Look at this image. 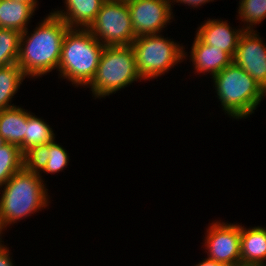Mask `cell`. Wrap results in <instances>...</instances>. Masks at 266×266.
Wrapping results in <instances>:
<instances>
[{"label":"cell","instance_id":"5bb4252c","mask_svg":"<svg viewBox=\"0 0 266 266\" xmlns=\"http://www.w3.org/2000/svg\"><path fill=\"white\" fill-rule=\"evenodd\" d=\"M240 266H266V227L241 224Z\"/></svg>","mask_w":266,"mask_h":266},{"label":"cell","instance_id":"4fadbf2b","mask_svg":"<svg viewBox=\"0 0 266 266\" xmlns=\"http://www.w3.org/2000/svg\"><path fill=\"white\" fill-rule=\"evenodd\" d=\"M64 9H52L51 13L61 18L69 28L88 29L95 21L106 0H63Z\"/></svg>","mask_w":266,"mask_h":266},{"label":"cell","instance_id":"ffe728a7","mask_svg":"<svg viewBox=\"0 0 266 266\" xmlns=\"http://www.w3.org/2000/svg\"><path fill=\"white\" fill-rule=\"evenodd\" d=\"M22 168L23 153L19 146L6 143L0 147V187Z\"/></svg>","mask_w":266,"mask_h":266},{"label":"cell","instance_id":"4316f807","mask_svg":"<svg viewBox=\"0 0 266 266\" xmlns=\"http://www.w3.org/2000/svg\"><path fill=\"white\" fill-rule=\"evenodd\" d=\"M17 2H22V3H39L38 0H13Z\"/></svg>","mask_w":266,"mask_h":266},{"label":"cell","instance_id":"d6986e66","mask_svg":"<svg viewBox=\"0 0 266 266\" xmlns=\"http://www.w3.org/2000/svg\"><path fill=\"white\" fill-rule=\"evenodd\" d=\"M236 15L244 30H255L266 19V0H239Z\"/></svg>","mask_w":266,"mask_h":266},{"label":"cell","instance_id":"30bf717a","mask_svg":"<svg viewBox=\"0 0 266 266\" xmlns=\"http://www.w3.org/2000/svg\"><path fill=\"white\" fill-rule=\"evenodd\" d=\"M256 30H245L239 39L233 63L243 68L266 92V43Z\"/></svg>","mask_w":266,"mask_h":266},{"label":"cell","instance_id":"277c9868","mask_svg":"<svg viewBox=\"0 0 266 266\" xmlns=\"http://www.w3.org/2000/svg\"><path fill=\"white\" fill-rule=\"evenodd\" d=\"M211 79L222 111L233 120L250 118L266 96L260 85L233 62Z\"/></svg>","mask_w":266,"mask_h":266},{"label":"cell","instance_id":"d4e9b609","mask_svg":"<svg viewBox=\"0 0 266 266\" xmlns=\"http://www.w3.org/2000/svg\"><path fill=\"white\" fill-rule=\"evenodd\" d=\"M172 3V6L174 7V4L179 3L183 4L184 6H189L193 9L199 8L202 5H205L206 3L213 2L214 0H170Z\"/></svg>","mask_w":266,"mask_h":266},{"label":"cell","instance_id":"ba28073f","mask_svg":"<svg viewBox=\"0 0 266 266\" xmlns=\"http://www.w3.org/2000/svg\"><path fill=\"white\" fill-rule=\"evenodd\" d=\"M204 234L202 247H205L209 259L229 266H240L241 223L214 220Z\"/></svg>","mask_w":266,"mask_h":266},{"label":"cell","instance_id":"3957f363","mask_svg":"<svg viewBox=\"0 0 266 266\" xmlns=\"http://www.w3.org/2000/svg\"><path fill=\"white\" fill-rule=\"evenodd\" d=\"M104 48L88 29L69 28L62 43L58 78L75 88H86L96 74Z\"/></svg>","mask_w":266,"mask_h":266},{"label":"cell","instance_id":"52a82bcc","mask_svg":"<svg viewBox=\"0 0 266 266\" xmlns=\"http://www.w3.org/2000/svg\"><path fill=\"white\" fill-rule=\"evenodd\" d=\"M88 30L104 46H130L136 38L126 0H106Z\"/></svg>","mask_w":266,"mask_h":266},{"label":"cell","instance_id":"7a4b0ae2","mask_svg":"<svg viewBox=\"0 0 266 266\" xmlns=\"http://www.w3.org/2000/svg\"><path fill=\"white\" fill-rule=\"evenodd\" d=\"M0 192V226L4 232L51 203L44 177L24 168L2 185Z\"/></svg>","mask_w":266,"mask_h":266},{"label":"cell","instance_id":"9a60e30c","mask_svg":"<svg viewBox=\"0 0 266 266\" xmlns=\"http://www.w3.org/2000/svg\"><path fill=\"white\" fill-rule=\"evenodd\" d=\"M38 3H22L13 0H0V28L25 31L38 10Z\"/></svg>","mask_w":266,"mask_h":266},{"label":"cell","instance_id":"2e32d148","mask_svg":"<svg viewBox=\"0 0 266 266\" xmlns=\"http://www.w3.org/2000/svg\"><path fill=\"white\" fill-rule=\"evenodd\" d=\"M27 127V110L15 106L0 111V136L6 143L15 144L24 153V137Z\"/></svg>","mask_w":266,"mask_h":266},{"label":"cell","instance_id":"603a6c76","mask_svg":"<svg viewBox=\"0 0 266 266\" xmlns=\"http://www.w3.org/2000/svg\"><path fill=\"white\" fill-rule=\"evenodd\" d=\"M49 160L48 143L29 148L23 153V168L40 174Z\"/></svg>","mask_w":266,"mask_h":266},{"label":"cell","instance_id":"8992f818","mask_svg":"<svg viewBox=\"0 0 266 266\" xmlns=\"http://www.w3.org/2000/svg\"><path fill=\"white\" fill-rule=\"evenodd\" d=\"M131 47L137 71L144 81H153L185 61V46L162 33L136 37Z\"/></svg>","mask_w":266,"mask_h":266},{"label":"cell","instance_id":"6da1fadb","mask_svg":"<svg viewBox=\"0 0 266 266\" xmlns=\"http://www.w3.org/2000/svg\"><path fill=\"white\" fill-rule=\"evenodd\" d=\"M69 26L49 12L36 27L21 34L17 64L29 79L40 77L56 70L61 57L62 43Z\"/></svg>","mask_w":266,"mask_h":266},{"label":"cell","instance_id":"cb8c5ba5","mask_svg":"<svg viewBox=\"0 0 266 266\" xmlns=\"http://www.w3.org/2000/svg\"><path fill=\"white\" fill-rule=\"evenodd\" d=\"M11 249L9 250L8 244L0 245V266H16L15 262L12 260L13 256H11ZM14 262V263H13Z\"/></svg>","mask_w":266,"mask_h":266},{"label":"cell","instance_id":"9c48e42d","mask_svg":"<svg viewBox=\"0 0 266 266\" xmlns=\"http://www.w3.org/2000/svg\"><path fill=\"white\" fill-rule=\"evenodd\" d=\"M126 1L136 37L160 34L174 20L175 14L170 0Z\"/></svg>","mask_w":266,"mask_h":266},{"label":"cell","instance_id":"7c38bea8","mask_svg":"<svg viewBox=\"0 0 266 266\" xmlns=\"http://www.w3.org/2000/svg\"><path fill=\"white\" fill-rule=\"evenodd\" d=\"M190 49V52L184 49V59L188 60L189 57L193 66L191 69L195 71L193 73L199 76L209 74L212 78L233 62V58L227 52L203 43L196 35Z\"/></svg>","mask_w":266,"mask_h":266},{"label":"cell","instance_id":"e0dca14e","mask_svg":"<svg viewBox=\"0 0 266 266\" xmlns=\"http://www.w3.org/2000/svg\"><path fill=\"white\" fill-rule=\"evenodd\" d=\"M25 78L17 63L0 67V111L17 106L12 101Z\"/></svg>","mask_w":266,"mask_h":266},{"label":"cell","instance_id":"8fae6325","mask_svg":"<svg viewBox=\"0 0 266 266\" xmlns=\"http://www.w3.org/2000/svg\"><path fill=\"white\" fill-rule=\"evenodd\" d=\"M230 25L225 19L207 18L196 28L195 35L203 43L221 49L233 58L240 36L245 30L240 28L241 25L237 29Z\"/></svg>","mask_w":266,"mask_h":266},{"label":"cell","instance_id":"ac0fdd59","mask_svg":"<svg viewBox=\"0 0 266 266\" xmlns=\"http://www.w3.org/2000/svg\"><path fill=\"white\" fill-rule=\"evenodd\" d=\"M43 117L27 110V127L24 137V152L31 147L51 143L56 140L54 130Z\"/></svg>","mask_w":266,"mask_h":266},{"label":"cell","instance_id":"484cf974","mask_svg":"<svg viewBox=\"0 0 266 266\" xmlns=\"http://www.w3.org/2000/svg\"><path fill=\"white\" fill-rule=\"evenodd\" d=\"M195 266H229L215 260L209 259L208 257L203 258L202 261L195 264Z\"/></svg>","mask_w":266,"mask_h":266},{"label":"cell","instance_id":"7402d4cb","mask_svg":"<svg viewBox=\"0 0 266 266\" xmlns=\"http://www.w3.org/2000/svg\"><path fill=\"white\" fill-rule=\"evenodd\" d=\"M55 141L56 140L48 143L49 160L45 169L39 174L41 177H43L42 173L54 175L56 173L62 172L67 168L70 162V156L67 150Z\"/></svg>","mask_w":266,"mask_h":266},{"label":"cell","instance_id":"f1b7e54d","mask_svg":"<svg viewBox=\"0 0 266 266\" xmlns=\"http://www.w3.org/2000/svg\"><path fill=\"white\" fill-rule=\"evenodd\" d=\"M6 144V141L0 136V147Z\"/></svg>","mask_w":266,"mask_h":266},{"label":"cell","instance_id":"5b68a950","mask_svg":"<svg viewBox=\"0 0 266 266\" xmlns=\"http://www.w3.org/2000/svg\"><path fill=\"white\" fill-rule=\"evenodd\" d=\"M138 81L143 82L136 68L135 54L131 45L105 46L96 74L86 88L90 89L94 99L99 100Z\"/></svg>","mask_w":266,"mask_h":266},{"label":"cell","instance_id":"44dd1931","mask_svg":"<svg viewBox=\"0 0 266 266\" xmlns=\"http://www.w3.org/2000/svg\"><path fill=\"white\" fill-rule=\"evenodd\" d=\"M21 34L14 29L0 28V67L17 63Z\"/></svg>","mask_w":266,"mask_h":266},{"label":"cell","instance_id":"83f0119b","mask_svg":"<svg viewBox=\"0 0 266 266\" xmlns=\"http://www.w3.org/2000/svg\"><path fill=\"white\" fill-rule=\"evenodd\" d=\"M2 234H4V232H3V230L1 229V226H0V245L5 243L4 239L2 240V236H3Z\"/></svg>","mask_w":266,"mask_h":266}]
</instances>
